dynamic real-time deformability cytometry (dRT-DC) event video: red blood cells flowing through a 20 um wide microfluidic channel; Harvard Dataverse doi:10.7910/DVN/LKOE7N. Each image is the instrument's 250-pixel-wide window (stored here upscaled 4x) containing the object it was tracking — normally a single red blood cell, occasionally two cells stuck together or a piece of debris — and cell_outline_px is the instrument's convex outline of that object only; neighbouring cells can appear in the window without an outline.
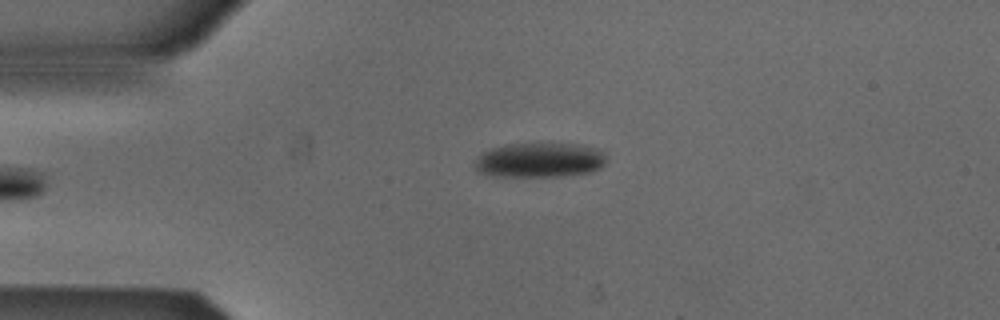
{"species": "Egyptian fruit bat (a non-hibernating species)", "species_latin": "Rousettus aegyptiacus", "temperature_condition": "cold", "stored_images_in_passage": 37, "camera_frame_rate_fps": 3000, "um_per_image_px": 0.085, "animal": {"sex": "male"}, "frame": {"image": 1, "passage_image": 1, "time_ms": 0.0, "image_size_px": [1000, 320], "cell_outline_px": [[604, 164], [600, 168], [588, 172], [560, 176], [496, 176], [480, 172], [476, 168], [476, 160], [480, 152], [488, 148], [504, 144], [580, 144], [596, 148], [604, 152]], "centroid_in_image_um": [45.84, 13.59], "position_along_channel_um": 39.2, "area_um2": 26.47}}
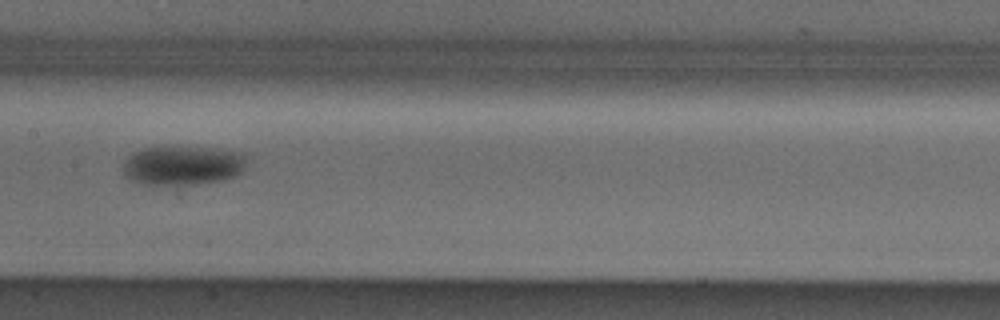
{"frame": {"image": 2, "passage_image": 15, "time_ms": 4.667, "image_size_px": [1000, 320], "cell_outline_px": [[248, 156], [244, 168], [236, 176], [220, 180], [176, 188], [144, 184], [132, 180], [124, 172], [124, 160], [132, 152], [144, 148], [164, 144], [216, 148], [244, 152]], "centroid_in_image_um": [15.54, 14.04], "position_along_channel_um": 191.9, "area_um2": 29.88}}
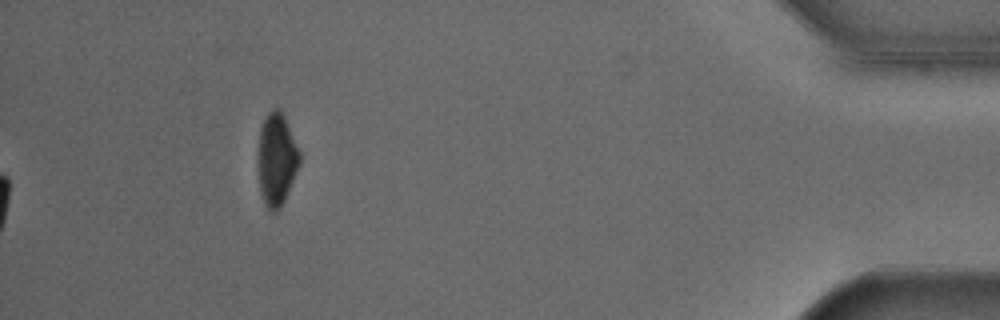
{"frame": {"image": 3, "passage_image": 37, "time_ms": 12.0, "image_size_px": [1000, 320], "cell_outline_px": [[300, 164], [284, 200], [280, 208], [276, 212], [268, 212], [264, 204], [260, 192], [256, 160], [256, 156], [260, 128], [268, 112], [272, 108], [280, 108], [284, 116], [300, 152]], "centroid_in_image_um": [23.47, 13.56], "position_along_channel_um": 411.7, "area_um2": 22.89}, "authors_computed_cell_mechanics": {"area_um2": 27.744, "velocity_mm_per_s": 3.8803, "shape_relaxation_time_tau1_ms": 2.5662, "shape_relaxation_time_tau2_ms": null, "deformation_change_tau1": 0.1002, "deformation_change_tau2": null}}